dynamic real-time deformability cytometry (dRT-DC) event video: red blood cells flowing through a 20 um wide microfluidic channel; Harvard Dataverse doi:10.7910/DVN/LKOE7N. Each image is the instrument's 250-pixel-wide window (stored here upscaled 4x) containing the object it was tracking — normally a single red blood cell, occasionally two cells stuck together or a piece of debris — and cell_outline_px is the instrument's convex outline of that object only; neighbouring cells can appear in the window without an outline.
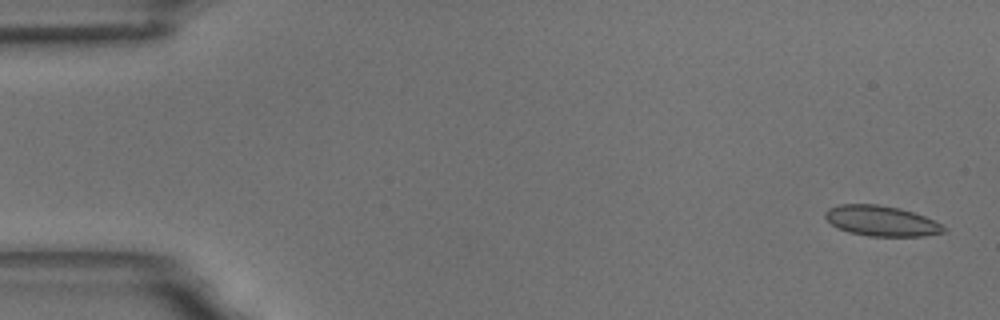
{"species": "common noctule bat (a hibernating species)", "species_latin": "Nyctalus noctula", "temperature_condition": "room temperature", "stored_images_in_passage": 15, "camera_frame_rate_fps": 3000, "um_per_image_px": 0.085, "animal": {"sex": "male", "body_mass_g": 18.8}, "frame": {"image": 1, "passage_image": 1, "time_ms": 0.0, "image_size_px": [1000, 320], "cell_outline_px": [[948, 228], [944, 232], [924, 236], [868, 236], [848, 232], [836, 228], [824, 216], [824, 212], [828, 208], [840, 204], [876, 204], [900, 208], [924, 216]], "centroid_in_image_um": [74.88, 18.78], "position_along_channel_um": 10.1, "area_um2": 20.98}}
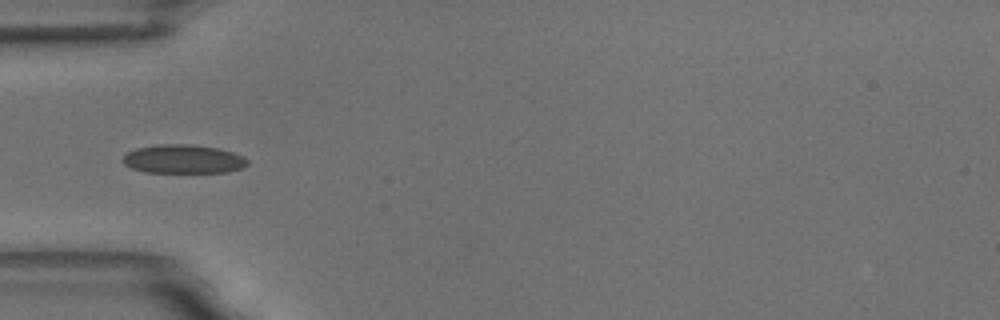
{"frame": {"image": 2, "passage_image": 5, "time_ms": 5.333, "image_size_px": [1000, 320], "cell_outline_px": [[248, 164], [244, 168], [228, 172], [144, 172], [132, 168], [124, 164], [120, 160], [128, 152], [136, 148], [156, 144], [188, 144], [220, 148], [232, 152], [248, 160]], "centroid_in_image_um": [15.57, 13.52], "position_along_channel_um": 69.4, "area_um2": 20.98}}
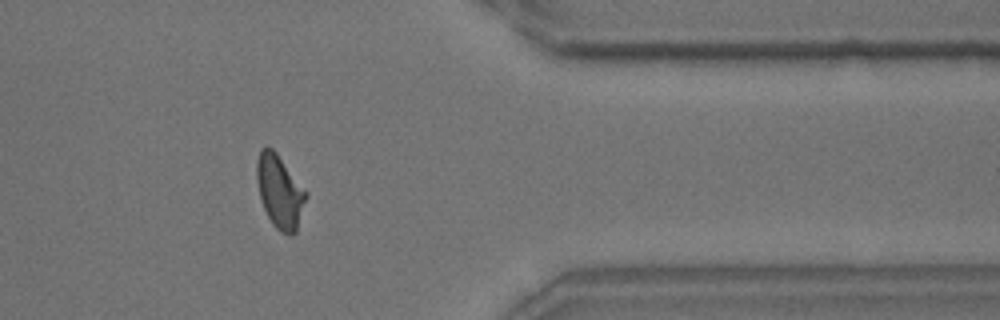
{"frame": {"image": 3, "passage_image": 13, "time_ms": 14.667, "image_size_px": [1000, 320], "cell_outline_px": [[308, 196], [296, 232], [280, 232], [272, 224], [264, 208], [260, 196], [256, 180], [256, 160], [260, 148], [272, 148], [276, 152], [308, 192]], "centroid_in_image_um": [23.78, 16.25], "position_along_channel_um": 387.6, "area_um2": 20.92}, "authors_computed_cell_mechanics": {"area_um2": 20.4034, "velocity_mm_per_s": 3.5862, "shape_relaxation_time_tau1_ms": 7.5192, "shape_relaxation_time_tau2_ms": 1.5798, "deformation_change_tau1": 0.1416, "deformation_change_tau2": 0.0383}}